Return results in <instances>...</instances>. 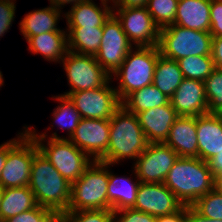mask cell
I'll list each match as a JSON object with an SVG mask.
<instances>
[{"label":"cell","mask_w":222,"mask_h":222,"mask_svg":"<svg viewBox=\"0 0 222 222\" xmlns=\"http://www.w3.org/2000/svg\"><path fill=\"white\" fill-rule=\"evenodd\" d=\"M163 183L184 206H191L214 188V176L199 157H178Z\"/></svg>","instance_id":"6da1fadb"},{"label":"cell","mask_w":222,"mask_h":222,"mask_svg":"<svg viewBox=\"0 0 222 222\" xmlns=\"http://www.w3.org/2000/svg\"><path fill=\"white\" fill-rule=\"evenodd\" d=\"M110 136L106 154L99 162L110 166L124 159H134L149 144L136 114L128 112L121 106L109 119Z\"/></svg>","instance_id":"7a4b0ae2"},{"label":"cell","mask_w":222,"mask_h":222,"mask_svg":"<svg viewBox=\"0 0 222 222\" xmlns=\"http://www.w3.org/2000/svg\"><path fill=\"white\" fill-rule=\"evenodd\" d=\"M28 186L37 205L54 210L58 215L68 211L71 184L40 150L33 158Z\"/></svg>","instance_id":"3957f363"},{"label":"cell","mask_w":222,"mask_h":222,"mask_svg":"<svg viewBox=\"0 0 222 222\" xmlns=\"http://www.w3.org/2000/svg\"><path fill=\"white\" fill-rule=\"evenodd\" d=\"M26 130L34 138L42 154L70 184L74 183L93 162V159L69 139L58 136L56 132L47 138V144L44 145L42 142L46 140V133L38 135L35 129L27 126Z\"/></svg>","instance_id":"277c9868"},{"label":"cell","mask_w":222,"mask_h":222,"mask_svg":"<svg viewBox=\"0 0 222 222\" xmlns=\"http://www.w3.org/2000/svg\"><path fill=\"white\" fill-rule=\"evenodd\" d=\"M134 49L128 52L124 62L111 75L120 81L115 90L121 102L133 91L153 84L154 70L160 56L158 46Z\"/></svg>","instance_id":"5b68a950"},{"label":"cell","mask_w":222,"mask_h":222,"mask_svg":"<svg viewBox=\"0 0 222 222\" xmlns=\"http://www.w3.org/2000/svg\"><path fill=\"white\" fill-rule=\"evenodd\" d=\"M109 164L93 161L71 184L68 210L108 209Z\"/></svg>","instance_id":"8992f818"},{"label":"cell","mask_w":222,"mask_h":222,"mask_svg":"<svg viewBox=\"0 0 222 222\" xmlns=\"http://www.w3.org/2000/svg\"><path fill=\"white\" fill-rule=\"evenodd\" d=\"M212 40L210 32L172 24L160 29L158 49L161 56L177 61L188 56L211 55Z\"/></svg>","instance_id":"52a82bcc"},{"label":"cell","mask_w":222,"mask_h":222,"mask_svg":"<svg viewBox=\"0 0 222 222\" xmlns=\"http://www.w3.org/2000/svg\"><path fill=\"white\" fill-rule=\"evenodd\" d=\"M25 131L17 139L7 141V159L0 174L3 188L28 186L32 162L39 147L34 138Z\"/></svg>","instance_id":"ba28073f"},{"label":"cell","mask_w":222,"mask_h":222,"mask_svg":"<svg viewBox=\"0 0 222 222\" xmlns=\"http://www.w3.org/2000/svg\"><path fill=\"white\" fill-rule=\"evenodd\" d=\"M61 62L71 87L70 91L61 95L68 96L71 92L96 89L106 85L113 78L92 55L68 50Z\"/></svg>","instance_id":"9c48e42d"},{"label":"cell","mask_w":222,"mask_h":222,"mask_svg":"<svg viewBox=\"0 0 222 222\" xmlns=\"http://www.w3.org/2000/svg\"><path fill=\"white\" fill-rule=\"evenodd\" d=\"M117 17L112 13L103 25V37L95 59L111 76L133 48Z\"/></svg>","instance_id":"30bf717a"},{"label":"cell","mask_w":222,"mask_h":222,"mask_svg":"<svg viewBox=\"0 0 222 222\" xmlns=\"http://www.w3.org/2000/svg\"><path fill=\"white\" fill-rule=\"evenodd\" d=\"M109 83L110 81L96 89L71 92L68 95L81 118L109 120L122 106L115 88Z\"/></svg>","instance_id":"8fae6325"},{"label":"cell","mask_w":222,"mask_h":222,"mask_svg":"<svg viewBox=\"0 0 222 222\" xmlns=\"http://www.w3.org/2000/svg\"><path fill=\"white\" fill-rule=\"evenodd\" d=\"M177 159V153L165 143H149L134 162L133 171L142 183H163Z\"/></svg>","instance_id":"7c38bea8"},{"label":"cell","mask_w":222,"mask_h":222,"mask_svg":"<svg viewBox=\"0 0 222 222\" xmlns=\"http://www.w3.org/2000/svg\"><path fill=\"white\" fill-rule=\"evenodd\" d=\"M113 14L120 21L128 40L135 44L133 47L158 46L160 29L146 7L115 8Z\"/></svg>","instance_id":"4fadbf2b"},{"label":"cell","mask_w":222,"mask_h":222,"mask_svg":"<svg viewBox=\"0 0 222 222\" xmlns=\"http://www.w3.org/2000/svg\"><path fill=\"white\" fill-rule=\"evenodd\" d=\"M110 123L106 119L82 118L69 140L93 161H99L108 148Z\"/></svg>","instance_id":"5bb4252c"},{"label":"cell","mask_w":222,"mask_h":222,"mask_svg":"<svg viewBox=\"0 0 222 222\" xmlns=\"http://www.w3.org/2000/svg\"><path fill=\"white\" fill-rule=\"evenodd\" d=\"M183 203L164 183H140L133 209L158 217L178 212Z\"/></svg>","instance_id":"9a60e30c"},{"label":"cell","mask_w":222,"mask_h":222,"mask_svg":"<svg viewBox=\"0 0 222 222\" xmlns=\"http://www.w3.org/2000/svg\"><path fill=\"white\" fill-rule=\"evenodd\" d=\"M170 103L179 116L197 117L207 114L204 82L184 78L170 98Z\"/></svg>","instance_id":"2e32d148"},{"label":"cell","mask_w":222,"mask_h":222,"mask_svg":"<svg viewBox=\"0 0 222 222\" xmlns=\"http://www.w3.org/2000/svg\"><path fill=\"white\" fill-rule=\"evenodd\" d=\"M136 115L148 143H164L169 136L171 126L179 117L170 102Z\"/></svg>","instance_id":"e0dca14e"},{"label":"cell","mask_w":222,"mask_h":222,"mask_svg":"<svg viewBox=\"0 0 222 222\" xmlns=\"http://www.w3.org/2000/svg\"><path fill=\"white\" fill-rule=\"evenodd\" d=\"M198 157L208 162L222 150V116L207 113L196 117Z\"/></svg>","instance_id":"ac0fdd59"},{"label":"cell","mask_w":222,"mask_h":222,"mask_svg":"<svg viewBox=\"0 0 222 222\" xmlns=\"http://www.w3.org/2000/svg\"><path fill=\"white\" fill-rule=\"evenodd\" d=\"M178 157H198L196 117L179 116L164 142Z\"/></svg>","instance_id":"d6986e66"},{"label":"cell","mask_w":222,"mask_h":222,"mask_svg":"<svg viewBox=\"0 0 222 222\" xmlns=\"http://www.w3.org/2000/svg\"><path fill=\"white\" fill-rule=\"evenodd\" d=\"M108 0H101L98 7L92 0H85L71 7L64 13L68 27H103L105 21L113 13V8L108 6ZM103 7V8H102Z\"/></svg>","instance_id":"ffe728a7"},{"label":"cell","mask_w":222,"mask_h":222,"mask_svg":"<svg viewBox=\"0 0 222 222\" xmlns=\"http://www.w3.org/2000/svg\"><path fill=\"white\" fill-rule=\"evenodd\" d=\"M211 0H179L175 25L197 31H210Z\"/></svg>","instance_id":"44dd1931"},{"label":"cell","mask_w":222,"mask_h":222,"mask_svg":"<svg viewBox=\"0 0 222 222\" xmlns=\"http://www.w3.org/2000/svg\"><path fill=\"white\" fill-rule=\"evenodd\" d=\"M29 51L41 54L47 61L60 62L68 52L67 31L46 32L27 40Z\"/></svg>","instance_id":"7402d4cb"},{"label":"cell","mask_w":222,"mask_h":222,"mask_svg":"<svg viewBox=\"0 0 222 222\" xmlns=\"http://www.w3.org/2000/svg\"><path fill=\"white\" fill-rule=\"evenodd\" d=\"M135 181H132L130 177H118L109 171L108 209L118 211L134 207L141 183L138 178Z\"/></svg>","instance_id":"603a6c76"},{"label":"cell","mask_w":222,"mask_h":222,"mask_svg":"<svg viewBox=\"0 0 222 222\" xmlns=\"http://www.w3.org/2000/svg\"><path fill=\"white\" fill-rule=\"evenodd\" d=\"M61 11L53 5L29 12L20 21V31L27 40L31 36L44 34L46 32L63 31L57 28L58 19H60Z\"/></svg>","instance_id":"cb8c5ba5"},{"label":"cell","mask_w":222,"mask_h":222,"mask_svg":"<svg viewBox=\"0 0 222 222\" xmlns=\"http://www.w3.org/2000/svg\"><path fill=\"white\" fill-rule=\"evenodd\" d=\"M37 205L29 186L4 188L0 200V222L30 210Z\"/></svg>","instance_id":"d4e9b609"},{"label":"cell","mask_w":222,"mask_h":222,"mask_svg":"<svg viewBox=\"0 0 222 222\" xmlns=\"http://www.w3.org/2000/svg\"><path fill=\"white\" fill-rule=\"evenodd\" d=\"M68 50L85 55L98 52L103 37V27H67Z\"/></svg>","instance_id":"484cf974"},{"label":"cell","mask_w":222,"mask_h":222,"mask_svg":"<svg viewBox=\"0 0 222 222\" xmlns=\"http://www.w3.org/2000/svg\"><path fill=\"white\" fill-rule=\"evenodd\" d=\"M184 76L178 62L159 56L154 70L153 85L163 94L171 98L177 90Z\"/></svg>","instance_id":"4316f807"},{"label":"cell","mask_w":222,"mask_h":222,"mask_svg":"<svg viewBox=\"0 0 222 222\" xmlns=\"http://www.w3.org/2000/svg\"><path fill=\"white\" fill-rule=\"evenodd\" d=\"M170 98L153 84L133 91L121 103L130 113L137 114L150 108L167 105Z\"/></svg>","instance_id":"83f0119b"},{"label":"cell","mask_w":222,"mask_h":222,"mask_svg":"<svg viewBox=\"0 0 222 222\" xmlns=\"http://www.w3.org/2000/svg\"><path fill=\"white\" fill-rule=\"evenodd\" d=\"M177 62L184 78L187 79L204 81L215 69L211 55L188 56Z\"/></svg>","instance_id":"f1b7e54d"},{"label":"cell","mask_w":222,"mask_h":222,"mask_svg":"<svg viewBox=\"0 0 222 222\" xmlns=\"http://www.w3.org/2000/svg\"><path fill=\"white\" fill-rule=\"evenodd\" d=\"M52 98L59 101L58 103H61L59 106H56L53 111V120L58 124L59 128L67 129V138L69 139L82 119L81 115L68 96L58 95Z\"/></svg>","instance_id":"f546056e"},{"label":"cell","mask_w":222,"mask_h":222,"mask_svg":"<svg viewBox=\"0 0 222 222\" xmlns=\"http://www.w3.org/2000/svg\"><path fill=\"white\" fill-rule=\"evenodd\" d=\"M179 0H148L147 10L155 25L162 29L174 24Z\"/></svg>","instance_id":"4dcf8cb0"},{"label":"cell","mask_w":222,"mask_h":222,"mask_svg":"<svg viewBox=\"0 0 222 222\" xmlns=\"http://www.w3.org/2000/svg\"><path fill=\"white\" fill-rule=\"evenodd\" d=\"M208 113H222V69L215 68L213 72L203 81Z\"/></svg>","instance_id":"1f68e13d"},{"label":"cell","mask_w":222,"mask_h":222,"mask_svg":"<svg viewBox=\"0 0 222 222\" xmlns=\"http://www.w3.org/2000/svg\"><path fill=\"white\" fill-rule=\"evenodd\" d=\"M191 207L206 218L222 220V193L213 188L199 197Z\"/></svg>","instance_id":"d6a6232c"},{"label":"cell","mask_w":222,"mask_h":222,"mask_svg":"<svg viewBox=\"0 0 222 222\" xmlns=\"http://www.w3.org/2000/svg\"><path fill=\"white\" fill-rule=\"evenodd\" d=\"M59 217L63 222H113V210H68Z\"/></svg>","instance_id":"836d02e7"},{"label":"cell","mask_w":222,"mask_h":222,"mask_svg":"<svg viewBox=\"0 0 222 222\" xmlns=\"http://www.w3.org/2000/svg\"><path fill=\"white\" fill-rule=\"evenodd\" d=\"M58 216L54 210L36 205L34 208L10 217L4 222H53Z\"/></svg>","instance_id":"e575fe53"},{"label":"cell","mask_w":222,"mask_h":222,"mask_svg":"<svg viewBox=\"0 0 222 222\" xmlns=\"http://www.w3.org/2000/svg\"><path fill=\"white\" fill-rule=\"evenodd\" d=\"M156 218L157 217L152 216L151 214L133 208L113 211V222H156Z\"/></svg>","instance_id":"d590c367"},{"label":"cell","mask_w":222,"mask_h":222,"mask_svg":"<svg viewBox=\"0 0 222 222\" xmlns=\"http://www.w3.org/2000/svg\"><path fill=\"white\" fill-rule=\"evenodd\" d=\"M15 10L14 0H0V37L11 28Z\"/></svg>","instance_id":"8d00e7d4"},{"label":"cell","mask_w":222,"mask_h":222,"mask_svg":"<svg viewBox=\"0 0 222 222\" xmlns=\"http://www.w3.org/2000/svg\"><path fill=\"white\" fill-rule=\"evenodd\" d=\"M210 34L213 38L222 37V0H211Z\"/></svg>","instance_id":"74e56055"},{"label":"cell","mask_w":222,"mask_h":222,"mask_svg":"<svg viewBox=\"0 0 222 222\" xmlns=\"http://www.w3.org/2000/svg\"><path fill=\"white\" fill-rule=\"evenodd\" d=\"M211 56L215 68L222 69V37L213 38Z\"/></svg>","instance_id":"f35d334b"},{"label":"cell","mask_w":222,"mask_h":222,"mask_svg":"<svg viewBox=\"0 0 222 222\" xmlns=\"http://www.w3.org/2000/svg\"><path fill=\"white\" fill-rule=\"evenodd\" d=\"M185 222H222V220L206 218L196 212L191 206H186Z\"/></svg>","instance_id":"ab89813d"},{"label":"cell","mask_w":222,"mask_h":222,"mask_svg":"<svg viewBox=\"0 0 222 222\" xmlns=\"http://www.w3.org/2000/svg\"><path fill=\"white\" fill-rule=\"evenodd\" d=\"M114 8H138L147 7L148 0H113Z\"/></svg>","instance_id":"60d3db41"},{"label":"cell","mask_w":222,"mask_h":222,"mask_svg":"<svg viewBox=\"0 0 222 222\" xmlns=\"http://www.w3.org/2000/svg\"><path fill=\"white\" fill-rule=\"evenodd\" d=\"M186 206L176 213L158 216L156 222H185Z\"/></svg>","instance_id":"b9f144b4"},{"label":"cell","mask_w":222,"mask_h":222,"mask_svg":"<svg viewBox=\"0 0 222 222\" xmlns=\"http://www.w3.org/2000/svg\"><path fill=\"white\" fill-rule=\"evenodd\" d=\"M208 164L213 176L220 173L222 171V150L218 152V154H216L214 157H212L208 161Z\"/></svg>","instance_id":"7bdbcfd3"},{"label":"cell","mask_w":222,"mask_h":222,"mask_svg":"<svg viewBox=\"0 0 222 222\" xmlns=\"http://www.w3.org/2000/svg\"><path fill=\"white\" fill-rule=\"evenodd\" d=\"M50 4L53 5L55 8L61 11V8L65 6V4H71L73 6L77 5L80 2H83L85 0H49Z\"/></svg>","instance_id":"ee69618b"},{"label":"cell","mask_w":222,"mask_h":222,"mask_svg":"<svg viewBox=\"0 0 222 222\" xmlns=\"http://www.w3.org/2000/svg\"><path fill=\"white\" fill-rule=\"evenodd\" d=\"M7 159V142L0 145V174Z\"/></svg>","instance_id":"f6af8a7d"},{"label":"cell","mask_w":222,"mask_h":222,"mask_svg":"<svg viewBox=\"0 0 222 222\" xmlns=\"http://www.w3.org/2000/svg\"><path fill=\"white\" fill-rule=\"evenodd\" d=\"M214 188L222 193V171L214 176Z\"/></svg>","instance_id":"bcb514c9"},{"label":"cell","mask_w":222,"mask_h":222,"mask_svg":"<svg viewBox=\"0 0 222 222\" xmlns=\"http://www.w3.org/2000/svg\"><path fill=\"white\" fill-rule=\"evenodd\" d=\"M4 80H3V74H2V72L0 71V88H1V86H3L4 85Z\"/></svg>","instance_id":"7dc6e473"},{"label":"cell","mask_w":222,"mask_h":222,"mask_svg":"<svg viewBox=\"0 0 222 222\" xmlns=\"http://www.w3.org/2000/svg\"><path fill=\"white\" fill-rule=\"evenodd\" d=\"M53 222H63L62 219L58 216Z\"/></svg>","instance_id":"c3c4849f"},{"label":"cell","mask_w":222,"mask_h":222,"mask_svg":"<svg viewBox=\"0 0 222 222\" xmlns=\"http://www.w3.org/2000/svg\"><path fill=\"white\" fill-rule=\"evenodd\" d=\"M3 189H4V188L0 185V200H1V196H2Z\"/></svg>","instance_id":"681fc988"}]
</instances>
